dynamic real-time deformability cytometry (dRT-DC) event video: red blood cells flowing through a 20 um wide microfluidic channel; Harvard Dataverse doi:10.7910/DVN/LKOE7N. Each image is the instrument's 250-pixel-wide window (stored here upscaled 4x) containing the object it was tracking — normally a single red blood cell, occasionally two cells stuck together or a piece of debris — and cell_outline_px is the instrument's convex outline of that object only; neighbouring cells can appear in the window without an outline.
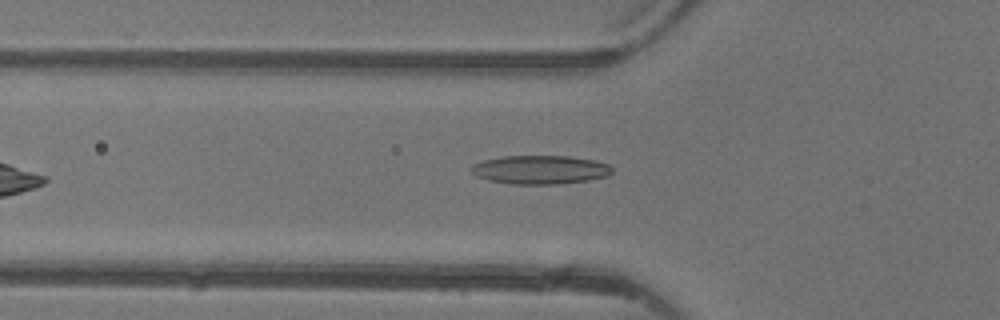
{"species": "common noctule bat (a hibernating species)", "species_latin": "Nyctalus noctula", "temperature_condition": "warm", "stored_images_in_passage": 4, "camera_frame_rate_fps": 3000, "um_per_image_px": 0.085, "animal": {"sex": "female"}, "frame": {"image": 1, "passage_image": 4, "time_ms": 3.667, "image_size_px": [1000, 320], "cell_outline_px": [[612, 172], [608, 176], [588, 180], [556, 184], [512, 184], [488, 180], [476, 176], [468, 168], [472, 164], [484, 160], [504, 156], [568, 156], [596, 160], [608, 164], [612, 168]], "centroid_in_image_um": [45.9, 14.42], "position_along_channel_um": 79.9, "area_um2": 23.64}}